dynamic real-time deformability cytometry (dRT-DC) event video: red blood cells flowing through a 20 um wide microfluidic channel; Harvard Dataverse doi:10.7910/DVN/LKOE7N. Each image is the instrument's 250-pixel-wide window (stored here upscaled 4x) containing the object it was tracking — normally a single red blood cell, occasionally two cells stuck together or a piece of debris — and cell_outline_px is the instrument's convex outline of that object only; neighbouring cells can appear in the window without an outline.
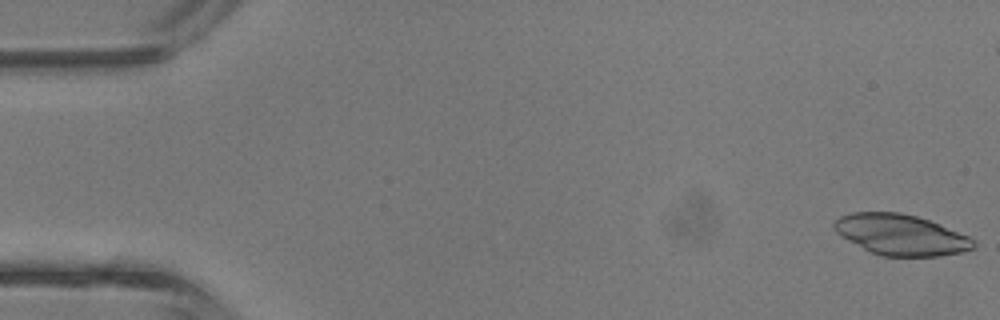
{"species": "common noctule bat (a hibernating species)", "species_latin": "Nyctalus noctula", "temperature_condition": "room temperature", "stored_images_in_passage": 42, "camera_frame_rate_fps": 3000, "um_per_image_px": 0.085, "animal": {"sex": "male", "body_mass_g": 13.3}, "frame": {"image": 1, "passage_image": 1, "time_ms": 0.0, "image_size_px": [1000, 320], "cell_outline_px": [[976, 244], [972, 248], [960, 252], [940, 256], [880, 256], [840, 236], [832, 228], [832, 224], [840, 216], [852, 212], [900, 212], [916, 216], [940, 224], [968, 236], [976, 240]], "centroid_in_image_um": [76.55, 19.95], "position_along_channel_um": 8.4, "area_um2": 33.0}}